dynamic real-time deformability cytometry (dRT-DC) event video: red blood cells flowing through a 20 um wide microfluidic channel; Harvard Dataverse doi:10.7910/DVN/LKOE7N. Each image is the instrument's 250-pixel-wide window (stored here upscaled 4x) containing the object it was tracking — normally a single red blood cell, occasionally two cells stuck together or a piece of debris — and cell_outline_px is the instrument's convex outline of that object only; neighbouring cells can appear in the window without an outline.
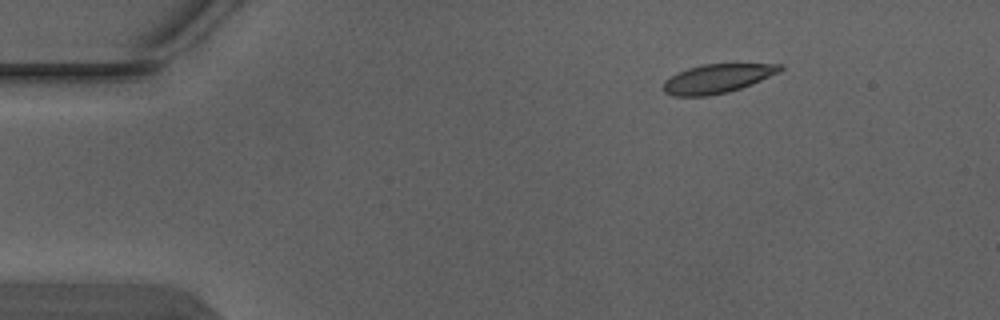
{"species": "Egyptian fruit bat (a non-hibernating species)", "species_latin": "Rousettus aegyptiacus", "temperature_condition": "warm", "stored_images_in_passage": 3, "camera_frame_rate_fps": 3000, "um_per_image_px": 0.085, "animal": {"sex": "male"}, "frame": {"image": 1, "passage_image": 1, "time_ms": 0.0, "image_size_px": [1000, 320], "cell_outline_px": [[784, 68], [780, 72], [752, 84], [728, 92], [708, 96], [672, 96], [664, 92], [664, 80], [676, 72], [688, 68], [704, 64], [784, 64]], "centroid_in_image_um": [60.97, 6.68], "position_along_channel_um": 24.0, "area_um2": 19.77}}